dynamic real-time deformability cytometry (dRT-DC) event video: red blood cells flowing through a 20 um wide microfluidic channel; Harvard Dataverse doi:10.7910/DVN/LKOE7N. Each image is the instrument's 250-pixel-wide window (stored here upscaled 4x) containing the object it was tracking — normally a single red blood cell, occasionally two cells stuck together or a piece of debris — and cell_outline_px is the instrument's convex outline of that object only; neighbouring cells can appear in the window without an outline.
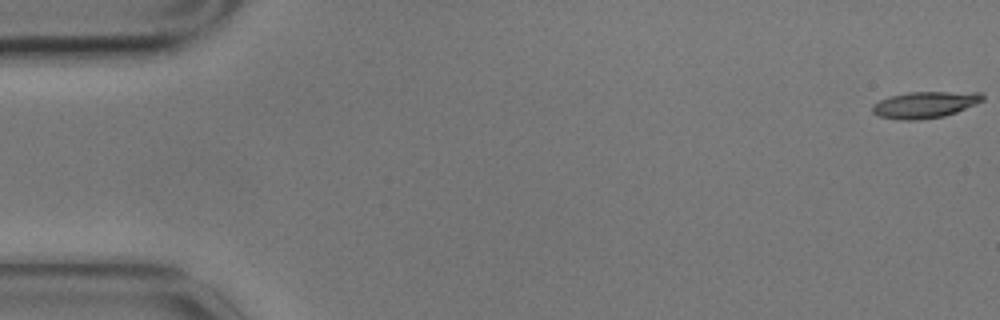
{"species": "common noctule bat (a hibernating species)", "species_latin": "Nyctalus noctula", "temperature_condition": "cold", "stored_images_in_passage": 6, "camera_frame_rate_fps": 3000, "um_per_image_px": 0.085, "animal": {"sex": "male", "body_mass_g": 17.9}, "frame": {"image": 1, "passage_image": 1, "time_ms": 0.0, "image_size_px": [1000, 320], "cell_outline_px": [[984, 100], [976, 104], [956, 112], [944, 116], [920, 120], [900, 120], [880, 116], [872, 112], [872, 104], [888, 96], [908, 92], [980, 92], [984, 96]], "centroid_in_image_um": [78.61, 8.9], "position_along_channel_um": 6.4, "area_um2": 17.11}}
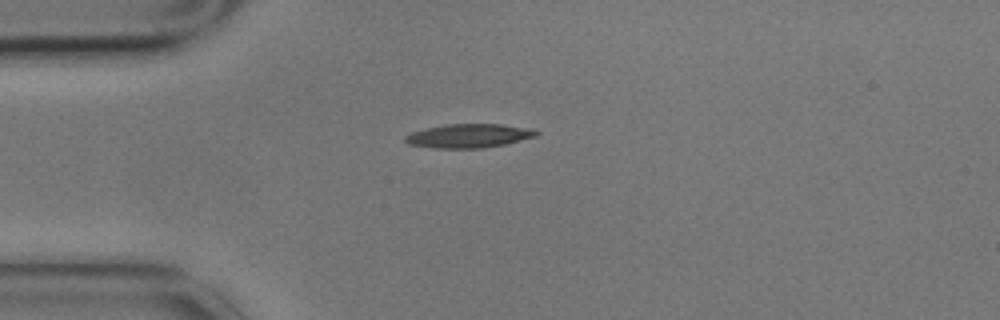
{"frame": {"image": 2, "passage_image": 5, "time_ms": 1.333, "image_size_px": [1000, 320], "cell_outline_px": [[540, 132], [536, 136], [504, 144], [484, 148], [432, 148], [408, 144], [404, 140], [404, 136], [412, 132], [428, 128], [448, 124], [500, 124], [536, 128]], "centroid_in_image_um": [39.88, 11.54], "position_along_channel_um": 45.1, "area_um2": 18.26}}
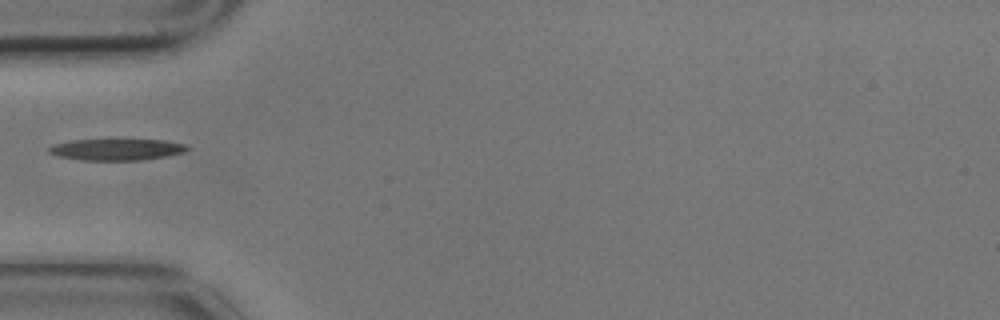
{"frame": {"image": 3, "passage_image": 6, "time_ms": 1.667, "image_size_px": [1000, 320], "cell_outline_px": [[192, 148], [184, 152], [164, 156], [140, 160], [80, 160], [56, 156], [48, 152], [48, 148], [52, 144], [72, 140], [164, 140], [184, 144]], "centroid_in_image_um": [9.87, 12.71], "position_along_channel_um": 75.1, "area_um2": 17.22}}